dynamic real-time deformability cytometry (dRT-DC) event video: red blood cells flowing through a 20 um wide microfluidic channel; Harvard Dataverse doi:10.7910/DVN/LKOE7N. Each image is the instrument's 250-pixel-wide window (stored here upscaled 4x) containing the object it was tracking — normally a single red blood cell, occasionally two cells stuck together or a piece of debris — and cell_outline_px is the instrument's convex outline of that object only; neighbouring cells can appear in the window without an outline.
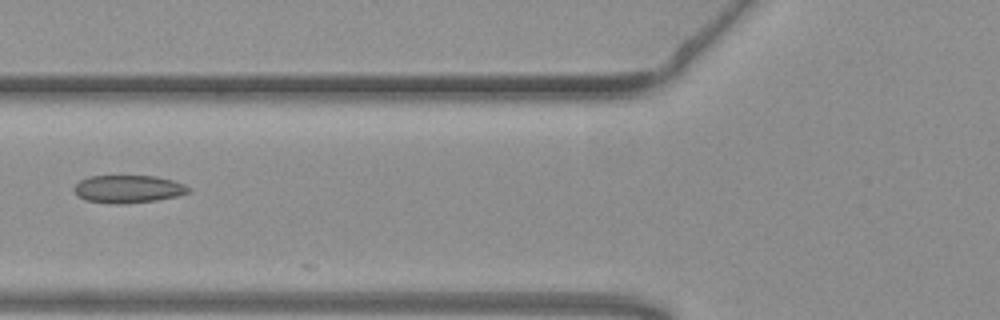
{"species": "common noctule bat (a hibernating species)", "species_latin": "Nyctalus noctula", "temperature_condition": "warm", "stored_images_in_passage": 22, "camera_frame_rate_fps": 3000, "um_per_image_px": 0.085, "animal": {"sex": "female", "body_mass_g": 19.3, "forearm_length_mm": 54.1}, "frame": {"image": 1, "passage_image": 21, "time_ms": 6.667, "image_size_px": [1000, 320], "cell_outline_px": [[188, 192], [176, 196], [156, 200], [124, 204], [108, 204], [84, 200], [76, 196], [72, 188], [80, 180], [88, 176], [156, 176], [172, 180], [184, 184], [188, 188]], "centroid_in_image_um": [10.8, 16.07], "position_along_channel_um": 115.0, "area_um2": 18.61}}